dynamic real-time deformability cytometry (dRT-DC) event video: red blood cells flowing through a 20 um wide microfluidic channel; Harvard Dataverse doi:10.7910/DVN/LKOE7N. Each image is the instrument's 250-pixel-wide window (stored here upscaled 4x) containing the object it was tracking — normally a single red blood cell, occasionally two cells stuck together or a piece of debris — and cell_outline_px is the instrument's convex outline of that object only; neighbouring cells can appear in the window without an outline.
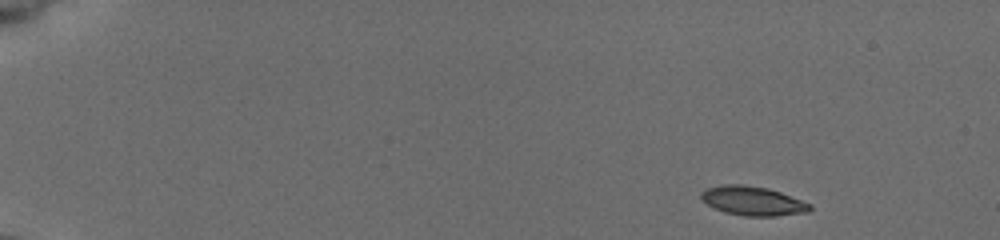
{"species": "common noctule bat (a hibernating species)", "species_latin": "Nyctalus noctula", "temperature_condition": "cold", "stored_images_in_passage": 49, "camera_frame_rate_fps": 3000, "um_per_image_px": 0.085, "animal": {"sex": "female", "body_mass_g": 19.5, "forearm_length_mm": 54.1}, "frame": {"image": 1, "passage_image": 1, "time_ms": 0.0, "image_size_px": [1000, 240], "cell_outline_px": [[812, 208], [808, 212], [776, 216], [744, 216], [724, 212], [700, 200], [700, 192], [708, 188], [724, 184], [740, 184], [768, 188], [780, 192], [812, 204]], "centroid_in_image_um": [63.98, 17.08], "position_along_channel_um": 21.0, "area_um2": 18.5}}
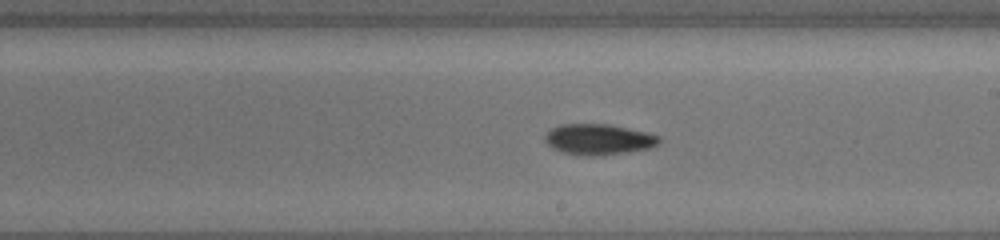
{"frame": {"image": 2, "passage_image": 28, "time_ms": 9.0, "image_size_px": [1000, 240], "cell_outline_px": [[660, 144], [648, 148], [628, 152], [604, 156], [580, 156], [560, 152], [552, 148], [544, 140], [544, 136], [552, 128], [560, 124], [608, 124], [648, 132], [660, 136]], "centroid_in_image_um": [50.88, 11.86], "position_along_channel_um": 238.1, "area_um2": 20.81}}
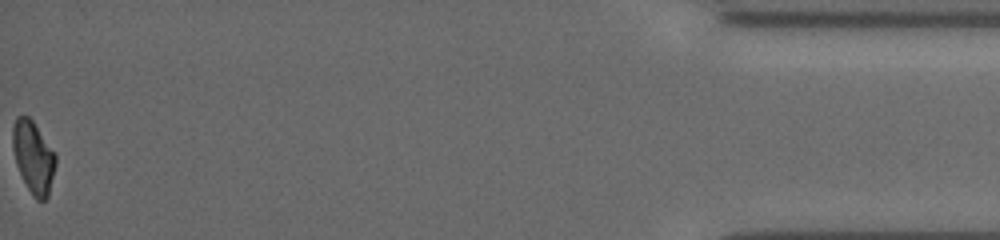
{"frame": {"image": 3, "passage_image": 49, "time_ms": 16.0, "image_size_px": [1000, 240], "cell_outline_px": [[56, 164], [48, 196], [44, 200], [36, 200], [32, 196], [16, 164], [12, 148], [12, 128], [16, 116], [28, 116], [32, 120], [56, 156]], "centroid_in_image_um": [2.81, 13.36], "position_along_channel_um": 432.4, "area_um2": 17.8}, "authors_computed_cell_mechanics": {"area_um2": 19.1896, "velocity_mm_per_s": 3.9087, "shape_relaxation_time_tau1_ms": 2.399, "shape_relaxation_time_tau2_ms": 5.8785, "deformation_change_tau1": 0.1254, "deformation_change_tau2": 0.1092}}